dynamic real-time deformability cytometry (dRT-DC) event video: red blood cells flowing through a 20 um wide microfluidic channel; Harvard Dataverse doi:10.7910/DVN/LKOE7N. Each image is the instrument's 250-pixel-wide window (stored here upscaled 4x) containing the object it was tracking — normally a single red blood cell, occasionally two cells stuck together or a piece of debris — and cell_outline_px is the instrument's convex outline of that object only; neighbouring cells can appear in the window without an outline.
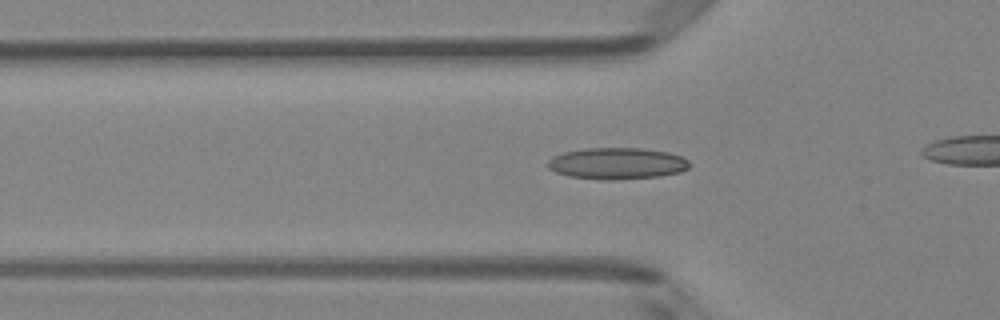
{"species": "Egyptian fruit bat (a non-hibernating species)", "species_latin": "Rousettus aegyptiacus", "temperature_condition": "room temperature", "stored_images_in_passage": 39, "camera_frame_rate_fps": 3000, "um_per_image_px": 0.085, "animal": {"sex": "female"}, "frame": {"image": 1, "passage_image": 16, "time_ms": 5.0, "image_size_px": [1000, 320], "cell_outline_px": [[692, 164], [688, 168], [680, 172], [660, 176], [612, 180], [600, 180], [568, 176], [556, 172], [548, 168], [548, 160], [552, 156], [564, 152], [584, 148], [640, 148], [668, 152], [680, 156], [688, 160]], "centroid_in_image_um": [52.44, 13.89], "position_along_channel_um": 73.4, "area_um2": 26.18}}
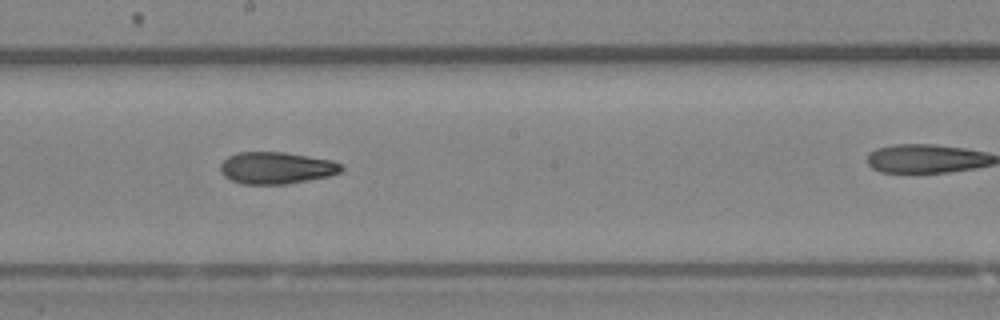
{"frame": {"image": 2, "passage_image": 27, "time_ms": 8.667, "image_size_px": [1000, 320], "cell_outline_px": [[344, 168], [340, 172], [328, 176], [288, 184], [244, 184], [232, 180], [224, 176], [220, 172], [220, 164], [228, 156], [236, 152], [284, 152], [332, 160], [340, 164]], "centroid_in_image_um": [23.47, 14.27], "position_along_channel_um": 224.7, "area_um2": 22.48}}
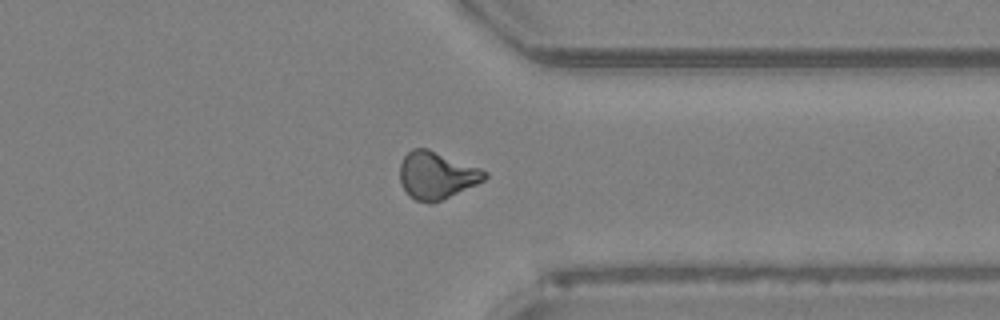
{"frame": {"image": 3, "passage_image": 38, "time_ms": 12.333, "image_size_px": [1000, 320], "cell_outline_px": [[488, 176], [484, 180], [476, 184], [432, 204], [428, 204], [416, 200], [408, 196], [400, 184], [400, 164], [404, 156], [412, 148], [428, 148], [480, 168], [488, 172]], "centroid_in_image_um": [37.08, 14.9], "position_along_channel_um": 374.3, "area_um2": 23.47}}